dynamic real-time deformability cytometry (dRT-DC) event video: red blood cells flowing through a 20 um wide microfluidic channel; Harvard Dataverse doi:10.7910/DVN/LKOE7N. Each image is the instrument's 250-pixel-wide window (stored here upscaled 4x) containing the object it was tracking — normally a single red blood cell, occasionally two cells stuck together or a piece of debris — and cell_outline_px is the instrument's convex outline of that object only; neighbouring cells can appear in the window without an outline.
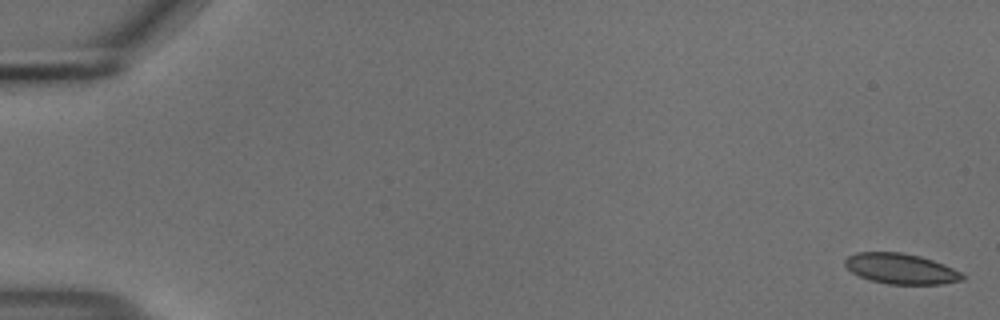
{"species": "common noctule bat (a hibernating species)", "species_latin": "Nyctalus noctula", "temperature_condition": "cold", "stored_images_in_passage": 55, "camera_frame_rate_fps": 3000, "um_per_image_px": 0.085, "animal": {"sex": "male", "body_mass_g": 18.8}, "frame": {"image": 1, "passage_image": 1, "time_ms": 0.0, "image_size_px": [1000, 320], "cell_outline_px": [[968, 276], [964, 280], [940, 284], [888, 284], [872, 280], [860, 276], [852, 272], [844, 264], [844, 260], [848, 256], [856, 252], [904, 252], [920, 256], [944, 264]], "centroid_in_image_um": [76.6, 22.83], "position_along_channel_um": 8.4, "area_um2": 20.87}}
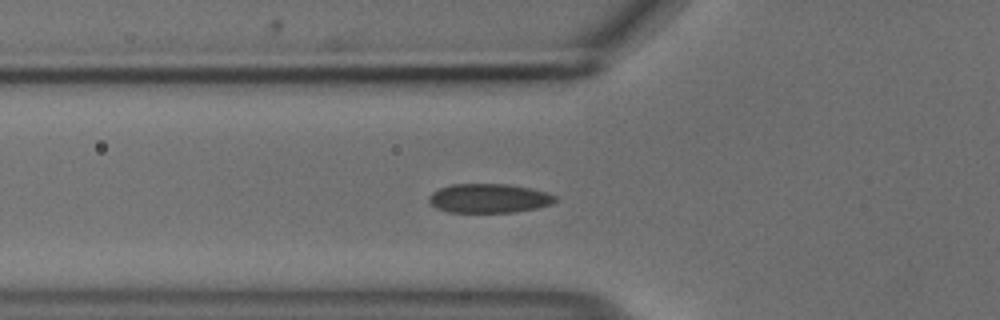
{"frame": {"image": 2, "passage_image": 20, "time_ms": 6.333, "image_size_px": [1000, 320], "cell_outline_px": [[556, 200], [552, 204], [536, 208], [516, 212], [448, 212], [436, 208], [428, 204], [428, 196], [432, 192], [440, 188], [452, 184], [508, 184], [528, 188], [544, 192], [556, 196]], "centroid_in_image_um": [41.5, 16.86], "position_along_channel_um": 84.3, "area_um2": 21.44}}
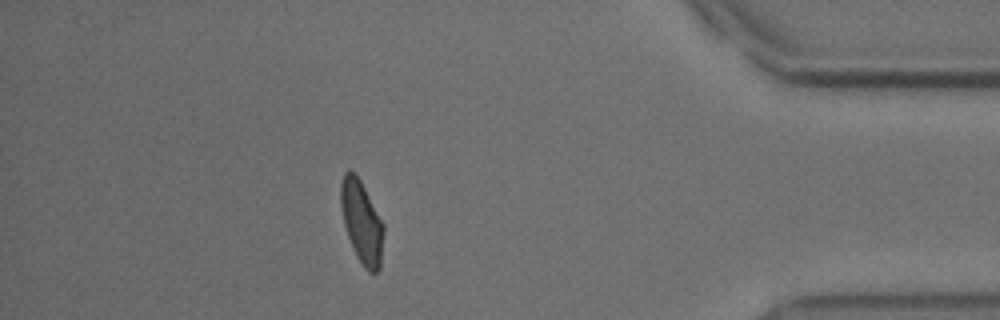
{"frame": {"image": 3, "passage_image": 49, "time_ms": 16.0, "image_size_px": [1000, 320], "cell_outline_px": [[384, 232], [380, 268], [376, 272], [368, 272], [364, 268], [356, 256], [352, 248], [344, 224], [340, 204], [340, 184], [344, 172], [348, 168], [356, 172], [384, 224]], "centroid_in_image_um": [30.73, 18.84], "position_along_channel_um": 404.5, "area_um2": 20.87}, "authors_computed_cell_mechanics": {"area_um2": 21.386, "velocity_mm_per_s": 3.6925, "shape_relaxation_time_tau1_ms": 3.9478, "shape_relaxation_time_tau2_ms": 1.7912, "deformation_change_tau1": 0.1043, "deformation_change_tau2": 0.0459}}